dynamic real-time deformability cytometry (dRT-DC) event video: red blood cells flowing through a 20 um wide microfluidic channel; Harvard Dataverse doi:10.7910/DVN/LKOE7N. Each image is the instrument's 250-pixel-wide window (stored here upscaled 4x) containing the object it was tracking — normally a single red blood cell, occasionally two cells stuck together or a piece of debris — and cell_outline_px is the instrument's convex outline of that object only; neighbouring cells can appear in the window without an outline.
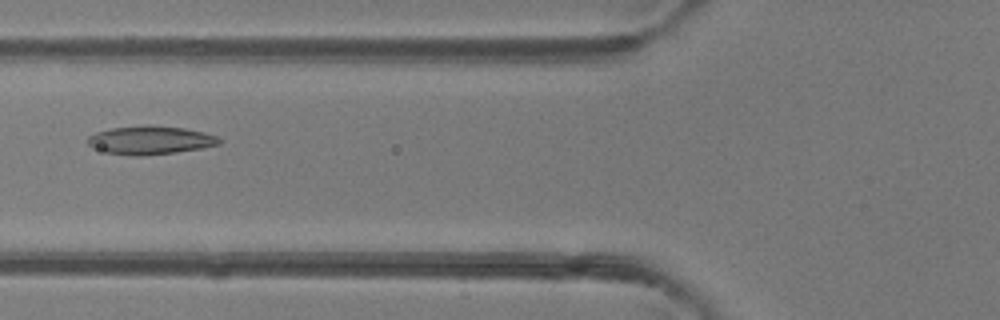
{"species": "common noctule bat (a hibernating species)", "species_latin": "Nyctalus noctula", "temperature_condition": "room temperature", "stored_images_in_passage": 48, "camera_frame_rate_fps": 3000, "um_per_image_px": 0.085, "animal": {"sex": "female"}, "frame": {"image": 1, "passage_image": 19, "time_ms": 6.0, "image_size_px": [1000, 320], "cell_outline_px": [[224, 140], [220, 144], [200, 148], [176, 152], [140, 156], [136, 156], [108, 152], [92, 148], [88, 144], [88, 136], [96, 132], [112, 128], [144, 124], [148, 124], [184, 128], [204, 132], [216, 136]], "centroid_in_image_um": [12.78, 11.9], "position_along_channel_um": 113.0, "area_um2": 21.85}}
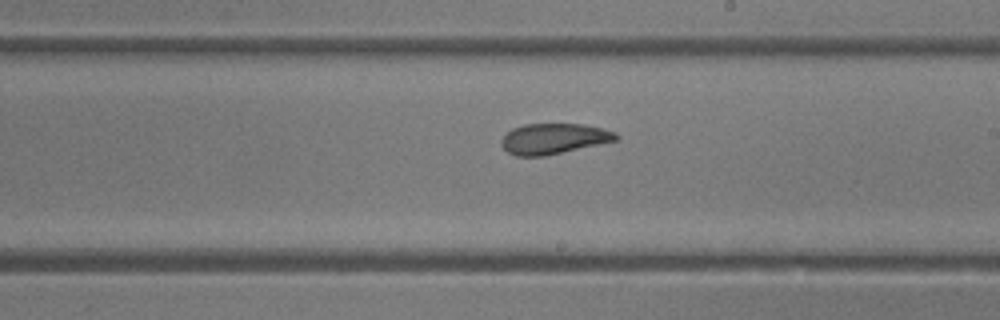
{"frame": {"image": 2, "passage_image": 28, "time_ms": 9.0, "image_size_px": [1000, 320], "cell_outline_px": [[620, 136], [616, 140], [544, 156], [516, 156], [508, 152], [500, 144], [500, 140], [512, 128], [524, 124], [580, 124], [600, 128], [616, 132]], "centroid_in_image_um": [47.03, 11.79], "position_along_channel_um": 242.0, "area_um2": 20.17}}
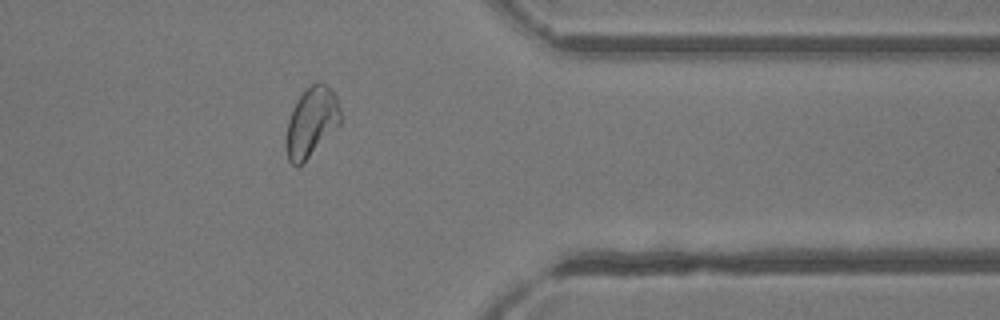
{"frame": {"image": 3, "passage_image": 39, "time_ms": 12.667, "image_size_px": [1000, 320], "cell_outline_px": [[340, 124], [300, 164], [292, 164], [288, 160], [284, 148], [284, 144], [288, 120], [292, 108], [296, 100], [304, 88], [316, 80], [320, 80], [336, 96], [340, 108]], "centroid_in_image_um": [26.42, 10.31], "position_along_channel_um": 385.0, "area_um2": 21.96}, "authors_computed_cell_mechanics": {"area_um2": 22.8599, "velocity_mm_per_s": 4.3027, "shape_relaxation_time_tau1_ms": 7.7133, "shape_relaxation_time_tau2_ms": 2.1808, "deformation_change_tau1": 0.2035, "deformation_change_tau2": 0.0843}}